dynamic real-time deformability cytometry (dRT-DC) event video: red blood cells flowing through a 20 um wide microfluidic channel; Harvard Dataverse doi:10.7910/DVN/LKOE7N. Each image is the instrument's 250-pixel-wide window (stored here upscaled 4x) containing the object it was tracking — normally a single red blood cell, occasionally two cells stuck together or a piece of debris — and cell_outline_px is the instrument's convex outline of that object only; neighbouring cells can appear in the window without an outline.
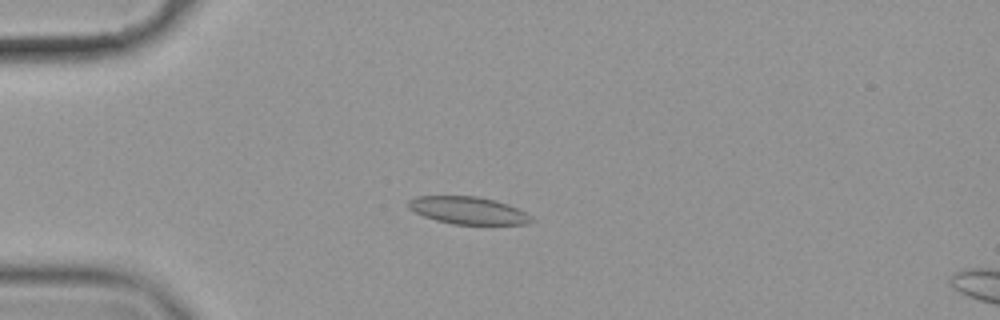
{"species": "common noctule bat (a hibernating species)", "species_latin": "Nyctalus noctula", "temperature_condition": "cold", "stored_images_in_passage": 57, "camera_frame_rate_fps": 3000, "um_per_image_px": 0.085, "animal": {"sex": "female", "body_mass_g": 19.9}, "frame": {"image": 1, "passage_image": 15, "time_ms": 4.667, "image_size_px": [1000, 320], "cell_outline_px": [[536, 220], [528, 224], [452, 224], [436, 220], [424, 216], [408, 208], [408, 200], [416, 196], [476, 196], [496, 200], [520, 208], [532, 216]], "centroid_in_image_um": [39.84, 17.88], "position_along_channel_um": 45.2, "area_um2": 19.83}}
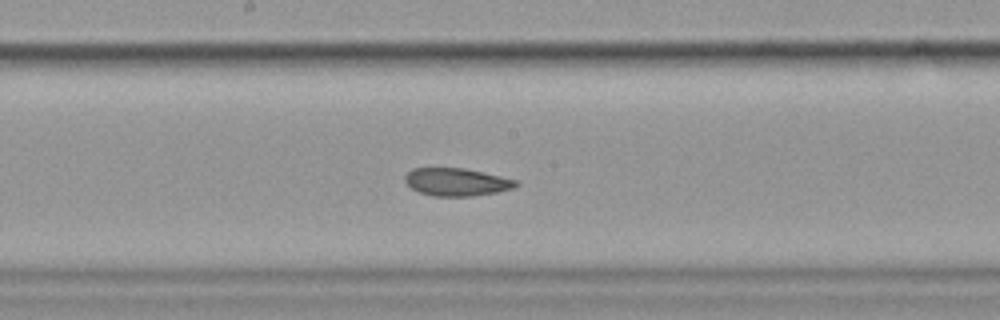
{"frame": {"image": 2, "passage_image": 31, "time_ms": 10.0, "image_size_px": [1000, 320], "cell_outline_px": [[520, 184], [512, 188], [496, 192], [472, 196], [432, 196], [420, 192], [412, 188], [404, 180], [404, 176], [412, 168], [464, 168], [520, 180]], "centroid_in_image_um": [38.83, 15.46], "position_along_channel_um": 209.4, "area_um2": 17.98}}
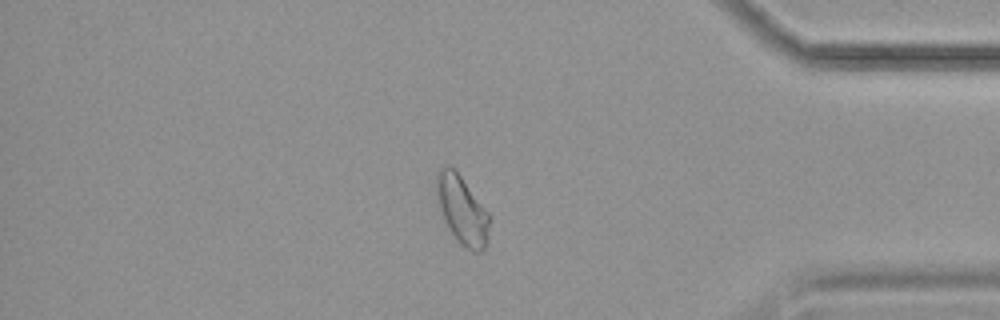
{"frame": {"image": 3, "passage_image": 49, "time_ms": 16.0, "image_size_px": [1000, 320], "cell_outline_px": [[492, 216], [488, 240], [484, 252], [472, 252], [460, 244], [456, 240], [448, 228], [440, 212], [436, 192], [436, 172], [440, 168], [448, 164], [460, 176]], "centroid_in_image_um": [39.3, 17.9], "position_along_channel_um": 395.9, "area_um2": 21.56}, "authors_computed_cell_mechanics": {"area_um2": 19.9988, "velocity_mm_per_s": 3.5207, "shape_relaxation_time_tau1_ms": 10.6785, "shape_relaxation_time_tau2_ms": 2.8224, "deformation_change_tau1": 0.1964, "deformation_change_tau2": 0.0814}}